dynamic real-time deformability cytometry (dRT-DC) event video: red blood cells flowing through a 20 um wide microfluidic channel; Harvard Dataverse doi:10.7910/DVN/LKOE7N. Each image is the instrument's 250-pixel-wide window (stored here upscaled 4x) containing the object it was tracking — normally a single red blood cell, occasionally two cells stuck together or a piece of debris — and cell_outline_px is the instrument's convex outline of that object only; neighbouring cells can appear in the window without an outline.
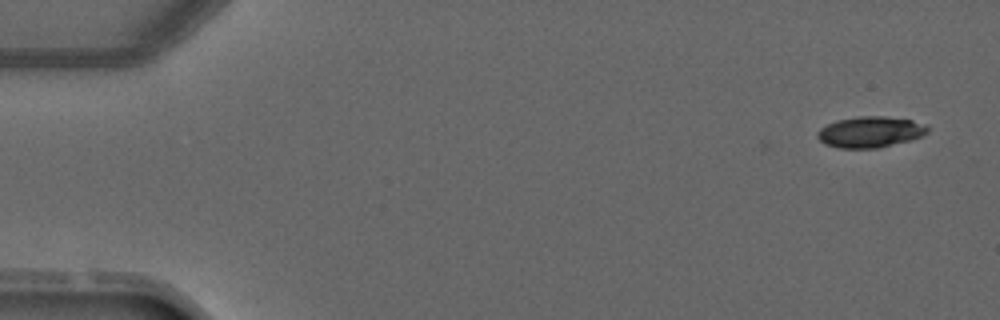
{"species": "common noctule bat (a hibernating species)", "species_latin": "Nyctalus noctula", "temperature_condition": "warm", "stored_images_in_passage": 4, "segment_of_instrument_passage": [2, 2], "camera_frame_rate_fps": 3000, "um_per_image_px": 0.085, "animal": {"sex": "male", "forearm_length_mm": 52.5}, "frame": {"image": 1, "passage_image": 4, "time_ms": 5.0, "image_size_px": [1000, 320], "cell_outline_px": [[928, 132], [920, 136], [908, 140], [876, 148], [840, 148], [824, 144], [816, 136], [816, 132], [820, 128], [836, 120], [860, 116], [884, 116], [912, 120], [928, 124]], "centroid_in_image_um": [73.94, 11.21], "position_along_channel_um": 11.1, "area_um2": 19.83}}